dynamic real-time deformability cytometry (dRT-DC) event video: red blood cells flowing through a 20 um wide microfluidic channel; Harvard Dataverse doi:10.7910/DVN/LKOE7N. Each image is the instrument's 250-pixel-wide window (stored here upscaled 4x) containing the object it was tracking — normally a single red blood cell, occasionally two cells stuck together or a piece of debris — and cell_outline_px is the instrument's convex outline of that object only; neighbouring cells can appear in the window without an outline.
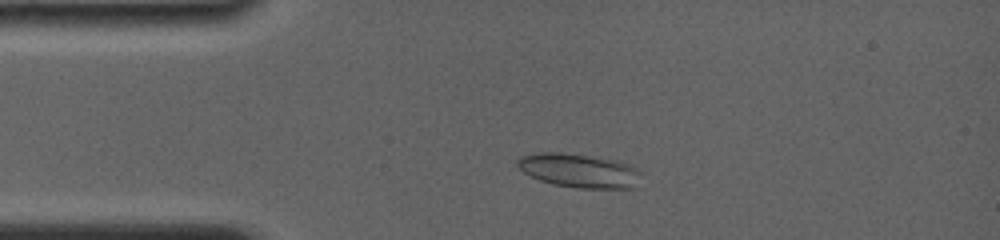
{"species": "common noctule bat (a hibernating species)", "species_latin": "Nyctalus noctula", "temperature_condition": "room temperature", "stored_images_in_passage": 10, "camera_frame_rate_fps": 4000, "um_per_image_px": 0.085, "animal": {"sex": "female", "body_mass_g": 19.0, "forearm_length_mm": 56.7}, "frame": {"image": 1, "passage_image": 6, "time_ms": 1.75, "image_size_px": [1000, 240], "cell_outline_px": [[644, 172], [636, 188], [576, 188], [552, 184], [540, 180], [524, 172], [516, 164], [516, 160], [520, 156], [532, 152], [560, 152], [616, 160], [628, 164]], "centroid_in_image_um": [49.25, 14.5], "position_along_channel_um": 35.8, "area_um2": 24.74}}